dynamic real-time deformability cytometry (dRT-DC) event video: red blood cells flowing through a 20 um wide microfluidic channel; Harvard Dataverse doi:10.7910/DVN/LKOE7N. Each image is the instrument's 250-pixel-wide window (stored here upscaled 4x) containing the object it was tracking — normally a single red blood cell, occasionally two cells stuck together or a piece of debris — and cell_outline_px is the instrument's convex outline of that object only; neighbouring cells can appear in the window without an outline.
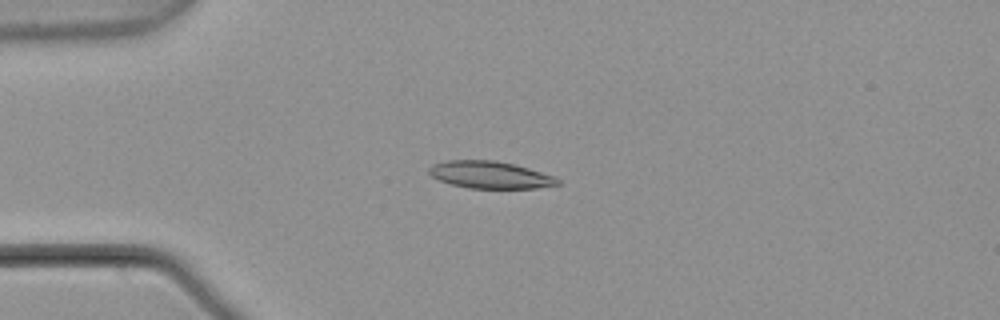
{"species": "common noctule bat (a hibernating species)", "species_latin": "Nyctalus noctula", "temperature_condition": "warm", "stored_images_in_passage": 4, "camera_frame_rate_fps": 3000, "um_per_image_px": 0.085, "animal": {"sex": "male", "body_mass_g": 21.5, "forearm_length_mm": 52.0}, "frame": {"image": 1, "passage_image": 4, "time_ms": 1.0, "image_size_px": [1000, 320], "cell_outline_px": [[560, 184], [536, 188], [468, 188], [452, 184], [440, 180], [432, 176], [428, 172], [428, 168], [432, 164], [444, 160], [492, 160], [512, 164], [528, 168], [556, 176], [560, 180]], "centroid_in_image_um": [41.65, 14.86], "position_along_channel_um": 43.3, "area_um2": 20.35}}